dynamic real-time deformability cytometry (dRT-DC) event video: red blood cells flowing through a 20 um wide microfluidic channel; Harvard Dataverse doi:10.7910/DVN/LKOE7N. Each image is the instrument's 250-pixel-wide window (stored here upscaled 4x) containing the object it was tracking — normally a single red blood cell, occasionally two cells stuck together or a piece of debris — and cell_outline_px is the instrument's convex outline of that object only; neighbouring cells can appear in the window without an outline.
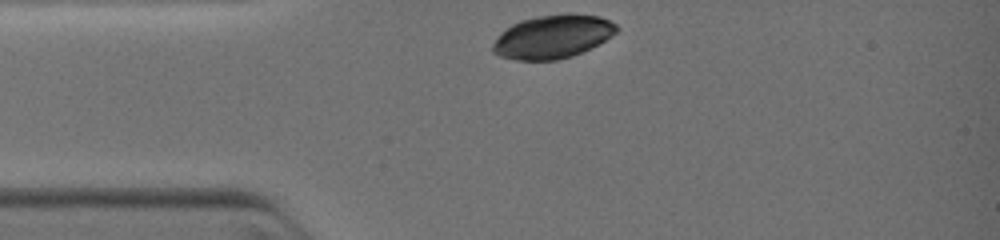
{"species": "common noctule bat (a hibernating species)", "species_latin": "Nyctalus noctula", "temperature_condition": "warm", "stored_images_in_passage": 5, "camera_frame_rate_fps": 3000, "um_per_image_px": 0.085, "animal": {"sex": "female", "body_mass_g": 19.0, "forearm_length_mm": 51.5}, "frame": {"image": 1, "passage_image": 1, "time_ms": 0.0, "image_size_px": [1000, 240], "cell_outline_px": [[620, 28], [616, 32], [604, 40], [572, 56], [556, 60], [516, 60], [500, 56], [492, 52], [492, 44], [500, 32], [512, 24], [520, 20], [540, 16], [564, 12], [600, 16], [616, 24]], "centroid_in_image_um": [46.94, 3.1], "position_along_channel_um": 38.1, "area_um2": 31.33}}
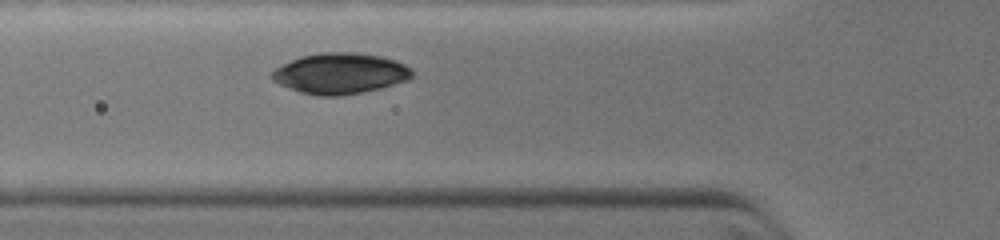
{"frame": {"image": 2, "passage_image": 5, "time_ms": 1.667, "image_size_px": [1000, 240], "cell_outline_px": [[412, 76], [408, 80], [380, 88], [364, 92], [336, 96], [316, 96], [300, 92], [288, 88], [272, 80], [268, 76], [276, 68], [300, 56], [320, 52], [356, 52], [380, 56], [396, 60], [412, 68]], "centroid_in_image_um": [28.9, 6.24], "position_along_channel_um": 96.9, "area_um2": 33.47}}